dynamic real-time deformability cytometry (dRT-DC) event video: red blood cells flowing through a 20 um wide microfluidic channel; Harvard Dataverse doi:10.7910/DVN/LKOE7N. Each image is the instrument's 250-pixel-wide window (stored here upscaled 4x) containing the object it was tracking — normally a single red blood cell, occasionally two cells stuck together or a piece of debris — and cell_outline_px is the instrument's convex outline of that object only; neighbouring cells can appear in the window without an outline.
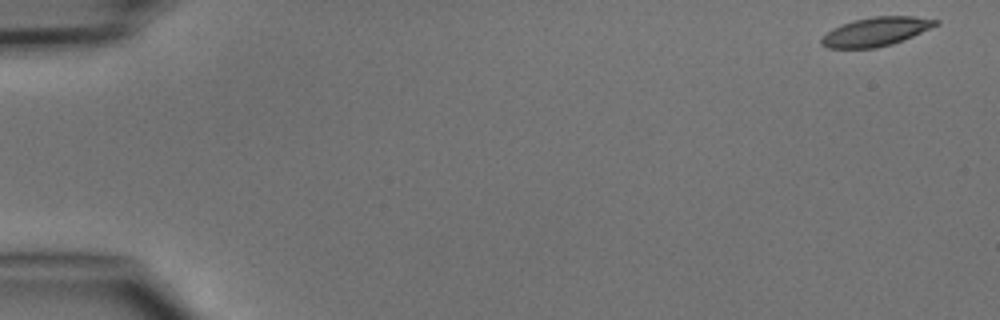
{"species": "common noctule bat (a hibernating species)", "species_latin": "Nyctalus noctula", "temperature_condition": "cold", "stored_images_in_passage": 3, "camera_frame_rate_fps": 3000, "um_per_image_px": 0.085, "animal": {"sex": "male", "body_mass_g": 15.6}, "frame": {"image": 1, "passage_image": 1, "time_ms": 0.0, "image_size_px": [1000, 320], "cell_outline_px": [[940, 24], [904, 40], [892, 44], [876, 48], [828, 48], [820, 44], [820, 40], [832, 28], [856, 20], [872, 16], [916, 16], [940, 20]], "centroid_in_image_um": [74.5, 2.69], "position_along_channel_um": 10.5, "area_um2": 19.19}}